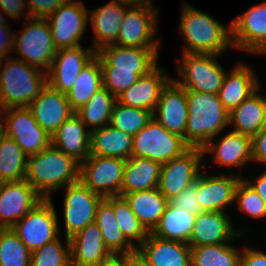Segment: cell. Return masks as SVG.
Listing matches in <instances>:
<instances>
[{"mask_svg": "<svg viewBox=\"0 0 266 266\" xmlns=\"http://www.w3.org/2000/svg\"><path fill=\"white\" fill-rule=\"evenodd\" d=\"M182 2L178 30L183 38L182 53L225 55L231 48V23L224 25L201 9Z\"/></svg>", "mask_w": 266, "mask_h": 266, "instance_id": "6da1fadb", "label": "cell"}, {"mask_svg": "<svg viewBox=\"0 0 266 266\" xmlns=\"http://www.w3.org/2000/svg\"><path fill=\"white\" fill-rule=\"evenodd\" d=\"M80 179V162L50 145L27 158L25 180L44 198Z\"/></svg>", "mask_w": 266, "mask_h": 266, "instance_id": "7a4b0ae2", "label": "cell"}, {"mask_svg": "<svg viewBox=\"0 0 266 266\" xmlns=\"http://www.w3.org/2000/svg\"><path fill=\"white\" fill-rule=\"evenodd\" d=\"M189 116L185 143L190 148H203L210 139L229 128V113L218 94L186 90Z\"/></svg>", "mask_w": 266, "mask_h": 266, "instance_id": "3957f363", "label": "cell"}, {"mask_svg": "<svg viewBox=\"0 0 266 266\" xmlns=\"http://www.w3.org/2000/svg\"><path fill=\"white\" fill-rule=\"evenodd\" d=\"M47 84V72L13 55L3 58L0 67V110L29 107Z\"/></svg>", "mask_w": 266, "mask_h": 266, "instance_id": "277c9868", "label": "cell"}, {"mask_svg": "<svg viewBox=\"0 0 266 266\" xmlns=\"http://www.w3.org/2000/svg\"><path fill=\"white\" fill-rule=\"evenodd\" d=\"M221 56L181 53V57L176 59L178 79L175 76L172 78L186 90L218 94L227 72L218 60Z\"/></svg>", "mask_w": 266, "mask_h": 266, "instance_id": "5b68a950", "label": "cell"}, {"mask_svg": "<svg viewBox=\"0 0 266 266\" xmlns=\"http://www.w3.org/2000/svg\"><path fill=\"white\" fill-rule=\"evenodd\" d=\"M20 31L14 34L13 57L48 72L57 52L48 21L29 18Z\"/></svg>", "mask_w": 266, "mask_h": 266, "instance_id": "8992f818", "label": "cell"}, {"mask_svg": "<svg viewBox=\"0 0 266 266\" xmlns=\"http://www.w3.org/2000/svg\"><path fill=\"white\" fill-rule=\"evenodd\" d=\"M53 199H43L10 229L33 252L61 235Z\"/></svg>", "mask_w": 266, "mask_h": 266, "instance_id": "52a82bcc", "label": "cell"}, {"mask_svg": "<svg viewBox=\"0 0 266 266\" xmlns=\"http://www.w3.org/2000/svg\"><path fill=\"white\" fill-rule=\"evenodd\" d=\"M189 148L183 137L169 132L152 118L133 136L132 156L146 157L163 165Z\"/></svg>", "mask_w": 266, "mask_h": 266, "instance_id": "ba28073f", "label": "cell"}, {"mask_svg": "<svg viewBox=\"0 0 266 266\" xmlns=\"http://www.w3.org/2000/svg\"><path fill=\"white\" fill-rule=\"evenodd\" d=\"M3 133L21 147L27 157L51 145V137L35 121L28 107L0 110Z\"/></svg>", "mask_w": 266, "mask_h": 266, "instance_id": "9c48e42d", "label": "cell"}, {"mask_svg": "<svg viewBox=\"0 0 266 266\" xmlns=\"http://www.w3.org/2000/svg\"><path fill=\"white\" fill-rule=\"evenodd\" d=\"M159 11L148 6L131 5L125 12L119 34L113 43L120 46L160 48Z\"/></svg>", "mask_w": 266, "mask_h": 266, "instance_id": "30bf717a", "label": "cell"}, {"mask_svg": "<svg viewBox=\"0 0 266 266\" xmlns=\"http://www.w3.org/2000/svg\"><path fill=\"white\" fill-rule=\"evenodd\" d=\"M126 160L89 155L80 163V181L103 198L121 196Z\"/></svg>", "mask_w": 266, "mask_h": 266, "instance_id": "8fae6325", "label": "cell"}, {"mask_svg": "<svg viewBox=\"0 0 266 266\" xmlns=\"http://www.w3.org/2000/svg\"><path fill=\"white\" fill-rule=\"evenodd\" d=\"M63 196V220L66 238H70L95 222L98 204L103 199L91 191L80 180L67 185Z\"/></svg>", "mask_w": 266, "mask_h": 266, "instance_id": "7c38bea8", "label": "cell"}, {"mask_svg": "<svg viewBox=\"0 0 266 266\" xmlns=\"http://www.w3.org/2000/svg\"><path fill=\"white\" fill-rule=\"evenodd\" d=\"M46 20L57 50L82 45L89 25L88 10L82 0H68Z\"/></svg>", "mask_w": 266, "mask_h": 266, "instance_id": "4fadbf2b", "label": "cell"}, {"mask_svg": "<svg viewBox=\"0 0 266 266\" xmlns=\"http://www.w3.org/2000/svg\"><path fill=\"white\" fill-rule=\"evenodd\" d=\"M230 23L234 49L259 57L266 52V1L249 7Z\"/></svg>", "mask_w": 266, "mask_h": 266, "instance_id": "5bb4252c", "label": "cell"}, {"mask_svg": "<svg viewBox=\"0 0 266 266\" xmlns=\"http://www.w3.org/2000/svg\"><path fill=\"white\" fill-rule=\"evenodd\" d=\"M201 148H189L181 156L161 166L158 189L167 199L178 195L193 184L204 166Z\"/></svg>", "mask_w": 266, "mask_h": 266, "instance_id": "9a60e30c", "label": "cell"}, {"mask_svg": "<svg viewBox=\"0 0 266 266\" xmlns=\"http://www.w3.org/2000/svg\"><path fill=\"white\" fill-rule=\"evenodd\" d=\"M204 160V171L197 177V196L204 211H220L230 213L228 208L234 206L235 189L241 180L236 173L222 171L209 173ZM230 206V207H229ZM229 211V212H228Z\"/></svg>", "mask_w": 266, "mask_h": 266, "instance_id": "2e32d148", "label": "cell"}, {"mask_svg": "<svg viewBox=\"0 0 266 266\" xmlns=\"http://www.w3.org/2000/svg\"><path fill=\"white\" fill-rule=\"evenodd\" d=\"M219 136H222L218 138ZM217 137V138H216ZM209 140L202 148L204 160L205 155L212 156V161L215 166L239 169L237 175L243 178L242 169L249 163L253 162L252 157V137L235 132L233 130L227 134L217 135Z\"/></svg>", "mask_w": 266, "mask_h": 266, "instance_id": "e0dca14e", "label": "cell"}, {"mask_svg": "<svg viewBox=\"0 0 266 266\" xmlns=\"http://www.w3.org/2000/svg\"><path fill=\"white\" fill-rule=\"evenodd\" d=\"M231 217L230 213L220 211H203L197 214L188 245L197 247L229 243L241 237L244 239L249 227L234 226Z\"/></svg>", "mask_w": 266, "mask_h": 266, "instance_id": "ac0fdd59", "label": "cell"}, {"mask_svg": "<svg viewBox=\"0 0 266 266\" xmlns=\"http://www.w3.org/2000/svg\"><path fill=\"white\" fill-rule=\"evenodd\" d=\"M159 48H141L109 44L96 51L101 70H134L149 73L159 64Z\"/></svg>", "mask_w": 266, "mask_h": 266, "instance_id": "d6986e66", "label": "cell"}, {"mask_svg": "<svg viewBox=\"0 0 266 266\" xmlns=\"http://www.w3.org/2000/svg\"><path fill=\"white\" fill-rule=\"evenodd\" d=\"M95 55L96 51L91 46L58 49L47 72V83L53 89L67 94L78 74Z\"/></svg>", "mask_w": 266, "mask_h": 266, "instance_id": "ffe728a7", "label": "cell"}, {"mask_svg": "<svg viewBox=\"0 0 266 266\" xmlns=\"http://www.w3.org/2000/svg\"><path fill=\"white\" fill-rule=\"evenodd\" d=\"M188 116L186 89L171 78L160 92L153 118L166 130L180 135L185 141Z\"/></svg>", "mask_w": 266, "mask_h": 266, "instance_id": "44dd1931", "label": "cell"}, {"mask_svg": "<svg viewBox=\"0 0 266 266\" xmlns=\"http://www.w3.org/2000/svg\"><path fill=\"white\" fill-rule=\"evenodd\" d=\"M43 199L26 180L3 183L0 189V229H10Z\"/></svg>", "mask_w": 266, "mask_h": 266, "instance_id": "7402d4cb", "label": "cell"}, {"mask_svg": "<svg viewBox=\"0 0 266 266\" xmlns=\"http://www.w3.org/2000/svg\"><path fill=\"white\" fill-rule=\"evenodd\" d=\"M28 108L35 121L50 137L75 113L66 94L53 89L49 84L42 89L35 100L31 101Z\"/></svg>", "mask_w": 266, "mask_h": 266, "instance_id": "603a6c76", "label": "cell"}, {"mask_svg": "<svg viewBox=\"0 0 266 266\" xmlns=\"http://www.w3.org/2000/svg\"><path fill=\"white\" fill-rule=\"evenodd\" d=\"M130 6L126 0H110L102 6L88 10L89 25L94 33L91 47L95 51L116 41L122 19Z\"/></svg>", "mask_w": 266, "mask_h": 266, "instance_id": "cb8c5ba5", "label": "cell"}, {"mask_svg": "<svg viewBox=\"0 0 266 266\" xmlns=\"http://www.w3.org/2000/svg\"><path fill=\"white\" fill-rule=\"evenodd\" d=\"M234 64L233 68L226 72L218 92L219 100L228 113L255 93L260 80L253 66L243 61H237Z\"/></svg>", "mask_w": 266, "mask_h": 266, "instance_id": "d4e9b609", "label": "cell"}, {"mask_svg": "<svg viewBox=\"0 0 266 266\" xmlns=\"http://www.w3.org/2000/svg\"><path fill=\"white\" fill-rule=\"evenodd\" d=\"M149 266H191V247L184 242L166 240L151 232L136 249Z\"/></svg>", "mask_w": 266, "mask_h": 266, "instance_id": "484cf974", "label": "cell"}, {"mask_svg": "<svg viewBox=\"0 0 266 266\" xmlns=\"http://www.w3.org/2000/svg\"><path fill=\"white\" fill-rule=\"evenodd\" d=\"M69 245L71 266H94L113 257L95 222L70 237Z\"/></svg>", "mask_w": 266, "mask_h": 266, "instance_id": "4316f807", "label": "cell"}, {"mask_svg": "<svg viewBox=\"0 0 266 266\" xmlns=\"http://www.w3.org/2000/svg\"><path fill=\"white\" fill-rule=\"evenodd\" d=\"M172 77L166 73L164 67L157 65L118 96L117 102L126 106L154 112L162 88Z\"/></svg>", "mask_w": 266, "mask_h": 266, "instance_id": "83f0119b", "label": "cell"}, {"mask_svg": "<svg viewBox=\"0 0 266 266\" xmlns=\"http://www.w3.org/2000/svg\"><path fill=\"white\" fill-rule=\"evenodd\" d=\"M91 131L74 113L51 136V145L80 163L90 155Z\"/></svg>", "mask_w": 266, "mask_h": 266, "instance_id": "f1b7e54d", "label": "cell"}, {"mask_svg": "<svg viewBox=\"0 0 266 266\" xmlns=\"http://www.w3.org/2000/svg\"><path fill=\"white\" fill-rule=\"evenodd\" d=\"M161 166L160 163L149 158L131 156L125 162L121 196L136 191L157 188Z\"/></svg>", "mask_w": 266, "mask_h": 266, "instance_id": "f546056e", "label": "cell"}, {"mask_svg": "<svg viewBox=\"0 0 266 266\" xmlns=\"http://www.w3.org/2000/svg\"><path fill=\"white\" fill-rule=\"evenodd\" d=\"M130 205L140 223L150 233L159 224L168 200L161 194L158 187L136 191L123 196Z\"/></svg>", "mask_w": 266, "mask_h": 266, "instance_id": "4dcf8cb0", "label": "cell"}, {"mask_svg": "<svg viewBox=\"0 0 266 266\" xmlns=\"http://www.w3.org/2000/svg\"><path fill=\"white\" fill-rule=\"evenodd\" d=\"M133 136L111 125L91 131L90 155L127 160L132 156Z\"/></svg>", "mask_w": 266, "mask_h": 266, "instance_id": "1f68e13d", "label": "cell"}, {"mask_svg": "<svg viewBox=\"0 0 266 266\" xmlns=\"http://www.w3.org/2000/svg\"><path fill=\"white\" fill-rule=\"evenodd\" d=\"M95 223L101 230L105 246L113 256H127L136 252V248L121 231L112 205L105 198L98 204Z\"/></svg>", "mask_w": 266, "mask_h": 266, "instance_id": "d6a6232c", "label": "cell"}, {"mask_svg": "<svg viewBox=\"0 0 266 266\" xmlns=\"http://www.w3.org/2000/svg\"><path fill=\"white\" fill-rule=\"evenodd\" d=\"M196 215L189 213L183 208L171 205L169 202L161 216L159 224L151 232L166 240H175L189 243L195 223Z\"/></svg>", "mask_w": 266, "mask_h": 266, "instance_id": "836d02e7", "label": "cell"}, {"mask_svg": "<svg viewBox=\"0 0 266 266\" xmlns=\"http://www.w3.org/2000/svg\"><path fill=\"white\" fill-rule=\"evenodd\" d=\"M229 129L253 137L264 128L263 108L255 92L229 113Z\"/></svg>", "mask_w": 266, "mask_h": 266, "instance_id": "e575fe53", "label": "cell"}, {"mask_svg": "<svg viewBox=\"0 0 266 266\" xmlns=\"http://www.w3.org/2000/svg\"><path fill=\"white\" fill-rule=\"evenodd\" d=\"M117 98L106 88L99 89L90 100L75 110V114L90 131L110 124L112 110Z\"/></svg>", "mask_w": 266, "mask_h": 266, "instance_id": "d590c367", "label": "cell"}, {"mask_svg": "<svg viewBox=\"0 0 266 266\" xmlns=\"http://www.w3.org/2000/svg\"><path fill=\"white\" fill-rule=\"evenodd\" d=\"M102 85V71L95 56L78 74L71 90L66 94L71 108L75 111L86 104Z\"/></svg>", "mask_w": 266, "mask_h": 266, "instance_id": "8d00e7d4", "label": "cell"}, {"mask_svg": "<svg viewBox=\"0 0 266 266\" xmlns=\"http://www.w3.org/2000/svg\"><path fill=\"white\" fill-rule=\"evenodd\" d=\"M27 158L15 140L3 134L0 138V181L10 183L25 180Z\"/></svg>", "mask_w": 266, "mask_h": 266, "instance_id": "74e56055", "label": "cell"}, {"mask_svg": "<svg viewBox=\"0 0 266 266\" xmlns=\"http://www.w3.org/2000/svg\"><path fill=\"white\" fill-rule=\"evenodd\" d=\"M233 242L191 247V266H241V249Z\"/></svg>", "mask_w": 266, "mask_h": 266, "instance_id": "f35d334b", "label": "cell"}, {"mask_svg": "<svg viewBox=\"0 0 266 266\" xmlns=\"http://www.w3.org/2000/svg\"><path fill=\"white\" fill-rule=\"evenodd\" d=\"M105 199L112 205L125 238L137 249L147 239L149 232L137 219L124 197L113 196Z\"/></svg>", "mask_w": 266, "mask_h": 266, "instance_id": "ab89813d", "label": "cell"}, {"mask_svg": "<svg viewBox=\"0 0 266 266\" xmlns=\"http://www.w3.org/2000/svg\"><path fill=\"white\" fill-rule=\"evenodd\" d=\"M153 118V112L115 103L112 110L110 124L125 133L134 136Z\"/></svg>", "mask_w": 266, "mask_h": 266, "instance_id": "60d3db41", "label": "cell"}, {"mask_svg": "<svg viewBox=\"0 0 266 266\" xmlns=\"http://www.w3.org/2000/svg\"><path fill=\"white\" fill-rule=\"evenodd\" d=\"M31 251L11 229H0V266H30Z\"/></svg>", "mask_w": 266, "mask_h": 266, "instance_id": "b9f144b4", "label": "cell"}, {"mask_svg": "<svg viewBox=\"0 0 266 266\" xmlns=\"http://www.w3.org/2000/svg\"><path fill=\"white\" fill-rule=\"evenodd\" d=\"M61 238L31 252L30 266H71L69 238H64V244Z\"/></svg>", "mask_w": 266, "mask_h": 266, "instance_id": "7bdbcfd3", "label": "cell"}, {"mask_svg": "<svg viewBox=\"0 0 266 266\" xmlns=\"http://www.w3.org/2000/svg\"><path fill=\"white\" fill-rule=\"evenodd\" d=\"M234 205L237 211L254 220L266 219V205L261 196L241 178L235 189Z\"/></svg>", "mask_w": 266, "mask_h": 266, "instance_id": "ee69618b", "label": "cell"}, {"mask_svg": "<svg viewBox=\"0 0 266 266\" xmlns=\"http://www.w3.org/2000/svg\"><path fill=\"white\" fill-rule=\"evenodd\" d=\"M102 85L116 98L148 73H134V70H101Z\"/></svg>", "mask_w": 266, "mask_h": 266, "instance_id": "f6af8a7d", "label": "cell"}, {"mask_svg": "<svg viewBox=\"0 0 266 266\" xmlns=\"http://www.w3.org/2000/svg\"><path fill=\"white\" fill-rule=\"evenodd\" d=\"M168 202L171 205H174L181 209L183 208L184 210L194 215L200 214L204 211L199 204V199L197 196V179L193 184L186 187L178 195H175L171 199H169Z\"/></svg>", "mask_w": 266, "mask_h": 266, "instance_id": "bcb514c9", "label": "cell"}, {"mask_svg": "<svg viewBox=\"0 0 266 266\" xmlns=\"http://www.w3.org/2000/svg\"><path fill=\"white\" fill-rule=\"evenodd\" d=\"M68 0H26L30 18L47 19Z\"/></svg>", "mask_w": 266, "mask_h": 266, "instance_id": "7dc6e473", "label": "cell"}, {"mask_svg": "<svg viewBox=\"0 0 266 266\" xmlns=\"http://www.w3.org/2000/svg\"><path fill=\"white\" fill-rule=\"evenodd\" d=\"M0 9L14 21L30 18L26 0H0Z\"/></svg>", "mask_w": 266, "mask_h": 266, "instance_id": "c3c4849f", "label": "cell"}, {"mask_svg": "<svg viewBox=\"0 0 266 266\" xmlns=\"http://www.w3.org/2000/svg\"><path fill=\"white\" fill-rule=\"evenodd\" d=\"M241 266H266V252L250 245L241 248Z\"/></svg>", "mask_w": 266, "mask_h": 266, "instance_id": "681fc988", "label": "cell"}, {"mask_svg": "<svg viewBox=\"0 0 266 266\" xmlns=\"http://www.w3.org/2000/svg\"><path fill=\"white\" fill-rule=\"evenodd\" d=\"M253 163L261 164L266 168V129H262L252 137Z\"/></svg>", "mask_w": 266, "mask_h": 266, "instance_id": "f907efd6", "label": "cell"}, {"mask_svg": "<svg viewBox=\"0 0 266 266\" xmlns=\"http://www.w3.org/2000/svg\"><path fill=\"white\" fill-rule=\"evenodd\" d=\"M11 29V26H0V55L3 58L11 57L13 53L15 31Z\"/></svg>", "mask_w": 266, "mask_h": 266, "instance_id": "816d5d0a", "label": "cell"}, {"mask_svg": "<svg viewBox=\"0 0 266 266\" xmlns=\"http://www.w3.org/2000/svg\"><path fill=\"white\" fill-rule=\"evenodd\" d=\"M243 179L261 196L266 205V168L255 178L243 177Z\"/></svg>", "mask_w": 266, "mask_h": 266, "instance_id": "f5cc1de1", "label": "cell"}, {"mask_svg": "<svg viewBox=\"0 0 266 266\" xmlns=\"http://www.w3.org/2000/svg\"><path fill=\"white\" fill-rule=\"evenodd\" d=\"M124 266H149L136 252L124 256Z\"/></svg>", "mask_w": 266, "mask_h": 266, "instance_id": "db71d44e", "label": "cell"}, {"mask_svg": "<svg viewBox=\"0 0 266 266\" xmlns=\"http://www.w3.org/2000/svg\"><path fill=\"white\" fill-rule=\"evenodd\" d=\"M263 83L259 80L256 86L255 92L259 95L261 102H262V108H263V118H264V129H266V95L262 94L264 88ZM262 90V91H261Z\"/></svg>", "mask_w": 266, "mask_h": 266, "instance_id": "11a10c76", "label": "cell"}, {"mask_svg": "<svg viewBox=\"0 0 266 266\" xmlns=\"http://www.w3.org/2000/svg\"><path fill=\"white\" fill-rule=\"evenodd\" d=\"M94 266H124V256H113L106 262Z\"/></svg>", "mask_w": 266, "mask_h": 266, "instance_id": "9f6ffc18", "label": "cell"}, {"mask_svg": "<svg viewBox=\"0 0 266 266\" xmlns=\"http://www.w3.org/2000/svg\"><path fill=\"white\" fill-rule=\"evenodd\" d=\"M128 3H130L131 5H138V6H148V7H151L153 9H157V10H160L158 8H156L154 6V0H126Z\"/></svg>", "mask_w": 266, "mask_h": 266, "instance_id": "6f0895ef", "label": "cell"}, {"mask_svg": "<svg viewBox=\"0 0 266 266\" xmlns=\"http://www.w3.org/2000/svg\"><path fill=\"white\" fill-rule=\"evenodd\" d=\"M6 14L0 9V26H10Z\"/></svg>", "mask_w": 266, "mask_h": 266, "instance_id": "680465c9", "label": "cell"}, {"mask_svg": "<svg viewBox=\"0 0 266 266\" xmlns=\"http://www.w3.org/2000/svg\"><path fill=\"white\" fill-rule=\"evenodd\" d=\"M3 126H2V122H1V119H0V138L2 137L3 135Z\"/></svg>", "mask_w": 266, "mask_h": 266, "instance_id": "91938a15", "label": "cell"}, {"mask_svg": "<svg viewBox=\"0 0 266 266\" xmlns=\"http://www.w3.org/2000/svg\"><path fill=\"white\" fill-rule=\"evenodd\" d=\"M2 61H3V57L0 55V67H1Z\"/></svg>", "mask_w": 266, "mask_h": 266, "instance_id": "94428289", "label": "cell"}]
</instances>
